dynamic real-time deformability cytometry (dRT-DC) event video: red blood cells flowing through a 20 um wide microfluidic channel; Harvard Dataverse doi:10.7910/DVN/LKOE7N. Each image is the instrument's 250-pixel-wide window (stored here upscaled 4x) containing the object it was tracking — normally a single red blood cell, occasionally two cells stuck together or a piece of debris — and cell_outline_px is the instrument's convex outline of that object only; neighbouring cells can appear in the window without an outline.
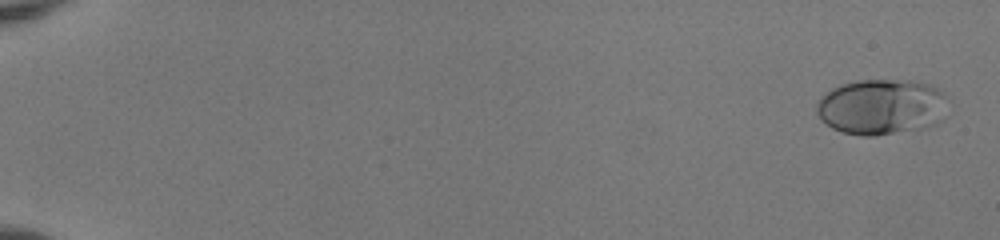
{"species": "human", "species_latin": "Homo sapiens", "temperature_condition": "room temperature", "stored_images_in_passage": 54, "camera_frame_rate_fps": 3000, "um_per_image_px": 0.085, "donor": {"sex": "female"}, "frame": {"image": 1, "passage_image": 2, "time_ms": 0.333, "image_size_px": [1000, 240], "cell_outline_px": [[944, 120], [928, 128], [876, 136], [864, 136], [844, 132], [832, 128], [820, 120], [816, 112], [816, 104], [820, 96], [832, 88], [840, 84], [856, 80], [908, 80], [928, 84], [940, 88], [944, 96]], "centroid_in_image_um": [74.9, 9.09], "position_along_channel_um": 10.1, "area_um2": 43.12}}
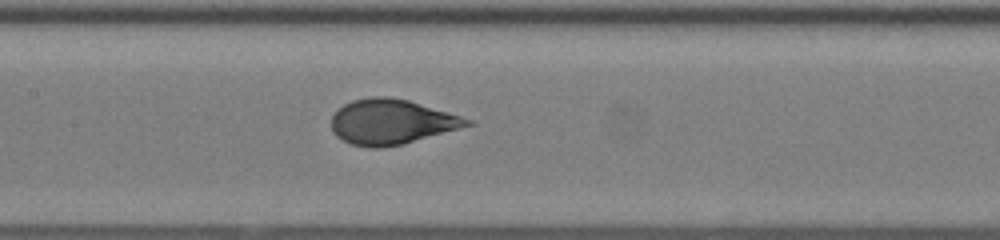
{"frame": {"image": 2, "passage_image": 29, "time_ms": 9.333, "image_size_px": [1000, 240], "cell_outline_px": [[476, 124], [404, 144], [380, 148], [372, 148], [352, 144], [336, 136], [332, 132], [332, 116], [344, 104], [352, 100], [368, 96], [388, 96], [408, 100], [460, 116], [472, 120]], "centroid_in_image_um": [33.28, 10.36], "position_along_channel_um": 174.1, "area_um2": 35.6}}
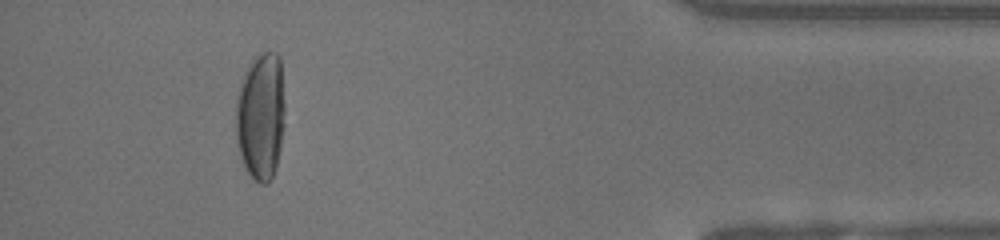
{"frame": {"image": 3, "passage_image": 50, "time_ms": 16.333, "image_size_px": [1000, 240], "cell_outline_px": [[284, 124], [280, 148], [276, 168], [268, 184], [260, 184], [244, 168], [236, 144], [236, 96], [240, 80], [252, 56], [264, 52], [276, 52], [280, 56], [284, 104]], "centroid_in_image_um": [22.14, 9.84], "position_along_channel_um": 413.1, "area_um2": 37.17}, "authors_computed_cell_mechanics": {"area_um2": 36.0961, "velocity_mm_per_s": 3.9979, "shape_relaxation_time_tau1_ms": 5.6693, "shape_relaxation_time_tau2_ms": null, "deformation_change_tau1": 0.2459, "deformation_change_tau2": null}}